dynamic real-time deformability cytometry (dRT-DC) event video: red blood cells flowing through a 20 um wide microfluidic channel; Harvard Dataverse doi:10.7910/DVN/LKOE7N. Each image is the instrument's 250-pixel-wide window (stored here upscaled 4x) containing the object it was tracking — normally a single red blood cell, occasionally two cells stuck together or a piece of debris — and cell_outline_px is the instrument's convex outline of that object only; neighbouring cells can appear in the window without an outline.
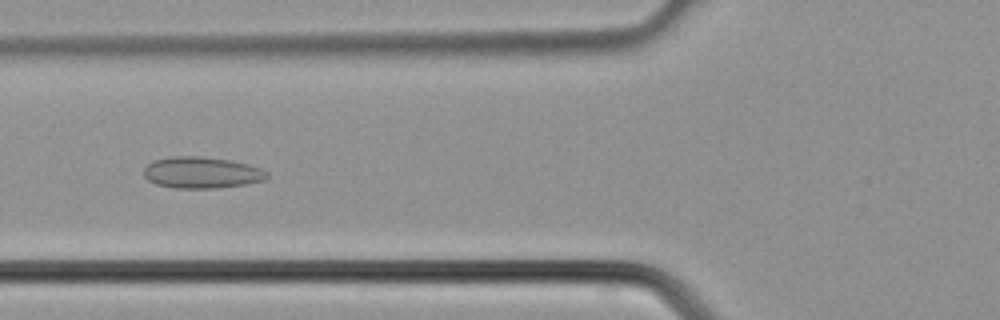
{"species": "common noctule bat (a hibernating species)", "species_latin": "Nyctalus noctula", "temperature_condition": "cold", "stored_images_in_passage": 37, "camera_frame_rate_fps": 3000, "um_per_image_px": 0.085, "animal": {"sex": "male", "body_mass_g": 21.5, "forearm_length_mm": 52.0}, "frame": {"image": 1, "passage_image": 14, "time_ms": 4.333, "image_size_px": [1000, 320], "cell_outline_px": [[268, 176], [264, 180], [244, 184], [216, 188], [172, 188], [156, 184], [148, 180], [144, 176], [144, 168], [152, 160], [172, 156], [200, 156], [232, 160], [248, 164], [260, 168], [268, 172]], "centroid_in_image_um": [17.12, 14.66], "position_along_channel_um": 108.7, "area_um2": 22.66}}
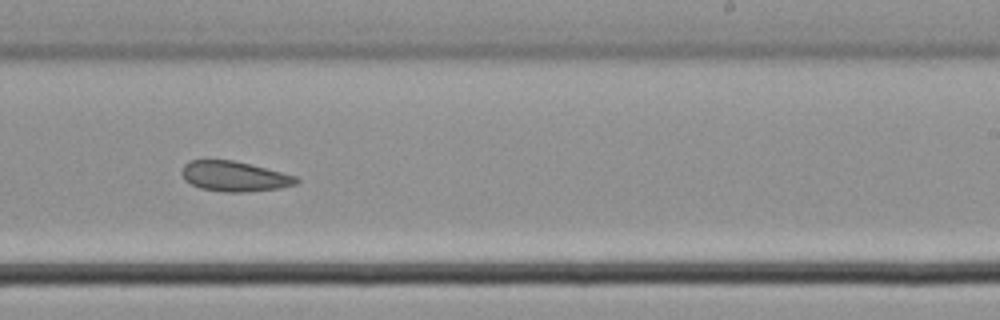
{"frame": {"image": 2, "passage_image": 23, "time_ms": 7.333, "image_size_px": [1000, 320], "cell_outline_px": [[300, 180], [296, 184], [280, 188], [244, 192], [224, 192], [200, 188], [184, 180], [180, 172], [184, 164], [188, 160], [232, 160], [296, 176]], "centroid_in_image_um": [19.88, 14.99], "position_along_channel_um": 269.1, "area_um2": 20.0}}
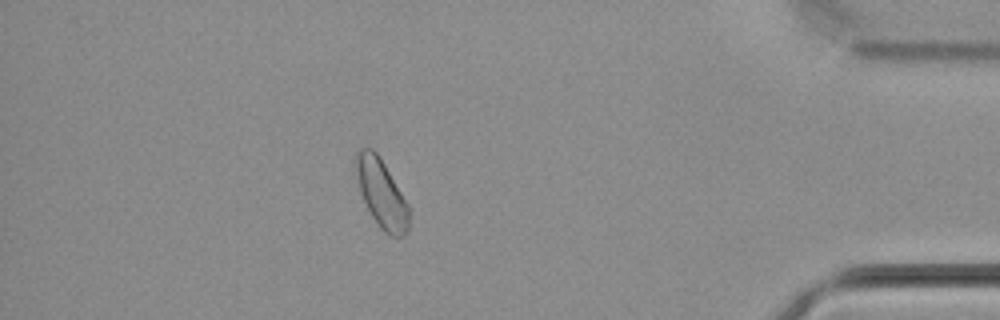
{"frame": {"image": 3, "passage_image": 33, "time_ms": 10.667, "image_size_px": [1000, 320], "cell_outline_px": [[408, 232], [404, 236], [392, 236], [384, 232], [380, 228], [372, 216], [364, 200], [360, 188], [352, 160], [356, 152], [360, 148], [372, 148], [376, 152], [384, 164], [408, 204]], "centroid_in_image_um": [32.4, 16.41], "position_along_channel_um": 402.8, "area_um2": 20.87}}